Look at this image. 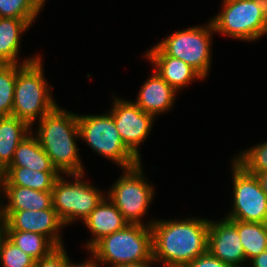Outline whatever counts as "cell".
<instances>
[{
    "label": "cell",
    "mask_w": 267,
    "mask_h": 267,
    "mask_svg": "<svg viewBox=\"0 0 267 267\" xmlns=\"http://www.w3.org/2000/svg\"><path fill=\"white\" fill-rule=\"evenodd\" d=\"M210 219H160L151 224L152 256L159 266L184 267L207 252Z\"/></svg>",
    "instance_id": "cell-1"
},
{
    "label": "cell",
    "mask_w": 267,
    "mask_h": 267,
    "mask_svg": "<svg viewBox=\"0 0 267 267\" xmlns=\"http://www.w3.org/2000/svg\"><path fill=\"white\" fill-rule=\"evenodd\" d=\"M37 123L39 124L35 133L31 132L56 170L64 175L84 173L77 147L80 139L77 113L69 112L58 105Z\"/></svg>",
    "instance_id": "cell-2"
},
{
    "label": "cell",
    "mask_w": 267,
    "mask_h": 267,
    "mask_svg": "<svg viewBox=\"0 0 267 267\" xmlns=\"http://www.w3.org/2000/svg\"><path fill=\"white\" fill-rule=\"evenodd\" d=\"M41 55L24 64L17 72L12 115L26 122L33 130L34 123L53 111L58 104L44 78ZM36 121V122H35Z\"/></svg>",
    "instance_id": "cell-3"
},
{
    "label": "cell",
    "mask_w": 267,
    "mask_h": 267,
    "mask_svg": "<svg viewBox=\"0 0 267 267\" xmlns=\"http://www.w3.org/2000/svg\"><path fill=\"white\" fill-rule=\"evenodd\" d=\"M90 251L103 266L151 261L153 259L151 226L128 224L124 229L103 237Z\"/></svg>",
    "instance_id": "cell-4"
},
{
    "label": "cell",
    "mask_w": 267,
    "mask_h": 267,
    "mask_svg": "<svg viewBox=\"0 0 267 267\" xmlns=\"http://www.w3.org/2000/svg\"><path fill=\"white\" fill-rule=\"evenodd\" d=\"M215 33L255 42L267 35L265 0H222V10L211 19Z\"/></svg>",
    "instance_id": "cell-5"
},
{
    "label": "cell",
    "mask_w": 267,
    "mask_h": 267,
    "mask_svg": "<svg viewBox=\"0 0 267 267\" xmlns=\"http://www.w3.org/2000/svg\"><path fill=\"white\" fill-rule=\"evenodd\" d=\"M80 140L98 155L109 159L122 169L136 166L140 160L124 143L112 115H77Z\"/></svg>",
    "instance_id": "cell-6"
},
{
    "label": "cell",
    "mask_w": 267,
    "mask_h": 267,
    "mask_svg": "<svg viewBox=\"0 0 267 267\" xmlns=\"http://www.w3.org/2000/svg\"><path fill=\"white\" fill-rule=\"evenodd\" d=\"M84 174H66L74 182L62 174L52 189L53 208L66 227L76 220L83 222L106 196L105 191L85 182Z\"/></svg>",
    "instance_id": "cell-7"
},
{
    "label": "cell",
    "mask_w": 267,
    "mask_h": 267,
    "mask_svg": "<svg viewBox=\"0 0 267 267\" xmlns=\"http://www.w3.org/2000/svg\"><path fill=\"white\" fill-rule=\"evenodd\" d=\"M122 175L116 179L113 186L106 192L129 224L151 226L155 221L143 222L149 206L153 201L155 189L145 176L142 162L131 168L122 170Z\"/></svg>",
    "instance_id": "cell-8"
},
{
    "label": "cell",
    "mask_w": 267,
    "mask_h": 267,
    "mask_svg": "<svg viewBox=\"0 0 267 267\" xmlns=\"http://www.w3.org/2000/svg\"><path fill=\"white\" fill-rule=\"evenodd\" d=\"M215 29L211 20L206 25L190 26L172 32L156 43L166 55L181 59L194 68L204 79L211 69L212 38Z\"/></svg>",
    "instance_id": "cell-9"
},
{
    "label": "cell",
    "mask_w": 267,
    "mask_h": 267,
    "mask_svg": "<svg viewBox=\"0 0 267 267\" xmlns=\"http://www.w3.org/2000/svg\"><path fill=\"white\" fill-rule=\"evenodd\" d=\"M233 192L228 220L267 223V195L255 175L247 173L233 159L231 163Z\"/></svg>",
    "instance_id": "cell-10"
},
{
    "label": "cell",
    "mask_w": 267,
    "mask_h": 267,
    "mask_svg": "<svg viewBox=\"0 0 267 267\" xmlns=\"http://www.w3.org/2000/svg\"><path fill=\"white\" fill-rule=\"evenodd\" d=\"M108 111L123 143L140 159V145L150 135L155 117L144 112L134 101L115 97Z\"/></svg>",
    "instance_id": "cell-11"
},
{
    "label": "cell",
    "mask_w": 267,
    "mask_h": 267,
    "mask_svg": "<svg viewBox=\"0 0 267 267\" xmlns=\"http://www.w3.org/2000/svg\"><path fill=\"white\" fill-rule=\"evenodd\" d=\"M3 231H28L49 238L56 246H63L61 230L64 224L54 209L39 211H0Z\"/></svg>",
    "instance_id": "cell-12"
},
{
    "label": "cell",
    "mask_w": 267,
    "mask_h": 267,
    "mask_svg": "<svg viewBox=\"0 0 267 267\" xmlns=\"http://www.w3.org/2000/svg\"><path fill=\"white\" fill-rule=\"evenodd\" d=\"M207 251L233 267L248 265L237 228L226 218L210 220Z\"/></svg>",
    "instance_id": "cell-13"
},
{
    "label": "cell",
    "mask_w": 267,
    "mask_h": 267,
    "mask_svg": "<svg viewBox=\"0 0 267 267\" xmlns=\"http://www.w3.org/2000/svg\"><path fill=\"white\" fill-rule=\"evenodd\" d=\"M143 55L154 66V70L177 92L193 81L204 80L190 65L164 54L156 45Z\"/></svg>",
    "instance_id": "cell-14"
},
{
    "label": "cell",
    "mask_w": 267,
    "mask_h": 267,
    "mask_svg": "<svg viewBox=\"0 0 267 267\" xmlns=\"http://www.w3.org/2000/svg\"><path fill=\"white\" fill-rule=\"evenodd\" d=\"M138 92L134 102L155 118L171 110L178 93L156 71L144 81Z\"/></svg>",
    "instance_id": "cell-15"
},
{
    "label": "cell",
    "mask_w": 267,
    "mask_h": 267,
    "mask_svg": "<svg viewBox=\"0 0 267 267\" xmlns=\"http://www.w3.org/2000/svg\"><path fill=\"white\" fill-rule=\"evenodd\" d=\"M92 236L84 247L90 250L103 237L124 229L129 222L106 195L83 221Z\"/></svg>",
    "instance_id": "cell-16"
},
{
    "label": "cell",
    "mask_w": 267,
    "mask_h": 267,
    "mask_svg": "<svg viewBox=\"0 0 267 267\" xmlns=\"http://www.w3.org/2000/svg\"><path fill=\"white\" fill-rule=\"evenodd\" d=\"M29 28L30 25L23 19L0 17V64H27L41 55L19 62L21 35Z\"/></svg>",
    "instance_id": "cell-17"
},
{
    "label": "cell",
    "mask_w": 267,
    "mask_h": 267,
    "mask_svg": "<svg viewBox=\"0 0 267 267\" xmlns=\"http://www.w3.org/2000/svg\"><path fill=\"white\" fill-rule=\"evenodd\" d=\"M6 204L1 203L0 211H23L54 209L52 191H39L27 187L4 185Z\"/></svg>",
    "instance_id": "cell-18"
},
{
    "label": "cell",
    "mask_w": 267,
    "mask_h": 267,
    "mask_svg": "<svg viewBox=\"0 0 267 267\" xmlns=\"http://www.w3.org/2000/svg\"><path fill=\"white\" fill-rule=\"evenodd\" d=\"M8 167H25L39 172H58L32 132L18 144Z\"/></svg>",
    "instance_id": "cell-19"
},
{
    "label": "cell",
    "mask_w": 267,
    "mask_h": 267,
    "mask_svg": "<svg viewBox=\"0 0 267 267\" xmlns=\"http://www.w3.org/2000/svg\"><path fill=\"white\" fill-rule=\"evenodd\" d=\"M31 131V127L17 117H0V165L4 169L11 164L18 144Z\"/></svg>",
    "instance_id": "cell-20"
},
{
    "label": "cell",
    "mask_w": 267,
    "mask_h": 267,
    "mask_svg": "<svg viewBox=\"0 0 267 267\" xmlns=\"http://www.w3.org/2000/svg\"><path fill=\"white\" fill-rule=\"evenodd\" d=\"M5 184L27 187L39 191H52L59 172H39L25 167H7Z\"/></svg>",
    "instance_id": "cell-21"
},
{
    "label": "cell",
    "mask_w": 267,
    "mask_h": 267,
    "mask_svg": "<svg viewBox=\"0 0 267 267\" xmlns=\"http://www.w3.org/2000/svg\"><path fill=\"white\" fill-rule=\"evenodd\" d=\"M229 221L237 228L247 263L267 249V223Z\"/></svg>",
    "instance_id": "cell-22"
},
{
    "label": "cell",
    "mask_w": 267,
    "mask_h": 267,
    "mask_svg": "<svg viewBox=\"0 0 267 267\" xmlns=\"http://www.w3.org/2000/svg\"><path fill=\"white\" fill-rule=\"evenodd\" d=\"M5 236L36 261L48 255L57 246L47 237L28 231H4Z\"/></svg>",
    "instance_id": "cell-23"
},
{
    "label": "cell",
    "mask_w": 267,
    "mask_h": 267,
    "mask_svg": "<svg viewBox=\"0 0 267 267\" xmlns=\"http://www.w3.org/2000/svg\"><path fill=\"white\" fill-rule=\"evenodd\" d=\"M46 2L47 0H0V17L23 19L32 26Z\"/></svg>",
    "instance_id": "cell-24"
},
{
    "label": "cell",
    "mask_w": 267,
    "mask_h": 267,
    "mask_svg": "<svg viewBox=\"0 0 267 267\" xmlns=\"http://www.w3.org/2000/svg\"><path fill=\"white\" fill-rule=\"evenodd\" d=\"M24 64H0V117L11 116L18 70Z\"/></svg>",
    "instance_id": "cell-25"
},
{
    "label": "cell",
    "mask_w": 267,
    "mask_h": 267,
    "mask_svg": "<svg viewBox=\"0 0 267 267\" xmlns=\"http://www.w3.org/2000/svg\"><path fill=\"white\" fill-rule=\"evenodd\" d=\"M233 160L252 175L267 171V141L240 151V154L234 156Z\"/></svg>",
    "instance_id": "cell-26"
},
{
    "label": "cell",
    "mask_w": 267,
    "mask_h": 267,
    "mask_svg": "<svg viewBox=\"0 0 267 267\" xmlns=\"http://www.w3.org/2000/svg\"><path fill=\"white\" fill-rule=\"evenodd\" d=\"M36 260L19 249L3 233L0 243V267H35Z\"/></svg>",
    "instance_id": "cell-27"
},
{
    "label": "cell",
    "mask_w": 267,
    "mask_h": 267,
    "mask_svg": "<svg viewBox=\"0 0 267 267\" xmlns=\"http://www.w3.org/2000/svg\"><path fill=\"white\" fill-rule=\"evenodd\" d=\"M63 246H57L48 255L36 261L35 267H66L68 253Z\"/></svg>",
    "instance_id": "cell-28"
},
{
    "label": "cell",
    "mask_w": 267,
    "mask_h": 267,
    "mask_svg": "<svg viewBox=\"0 0 267 267\" xmlns=\"http://www.w3.org/2000/svg\"><path fill=\"white\" fill-rule=\"evenodd\" d=\"M184 267H233L225 262H222L208 251L201 256L187 263Z\"/></svg>",
    "instance_id": "cell-29"
},
{
    "label": "cell",
    "mask_w": 267,
    "mask_h": 267,
    "mask_svg": "<svg viewBox=\"0 0 267 267\" xmlns=\"http://www.w3.org/2000/svg\"><path fill=\"white\" fill-rule=\"evenodd\" d=\"M88 252L90 257L82 263H74L70 260V257H68L66 267H101V264L97 261L96 256L90 250H88Z\"/></svg>",
    "instance_id": "cell-30"
},
{
    "label": "cell",
    "mask_w": 267,
    "mask_h": 267,
    "mask_svg": "<svg viewBox=\"0 0 267 267\" xmlns=\"http://www.w3.org/2000/svg\"><path fill=\"white\" fill-rule=\"evenodd\" d=\"M247 267H267V249L260 255L252 258Z\"/></svg>",
    "instance_id": "cell-31"
},
{
    "label": "cell",
    "mask_w": 267,
    "mask_h": 267,
    "mask_svg": "<svg viewBox=\"0 0 267 267\" xmlns=\"http://www.w3.org/2000/svg\"><path fill=\"white\" fill-rule=\"evenodd\" d=\"M254 175L258 179V182H259V184L261 186V189L267 195V171H262V172H259V173H255Z\"/></svg>",
    "instance_id": "cell-32"
},
{
    "label": "cell",
    "mask_w": 267,
    "mask_h": 267,
    "mask_svg": "<svg viewBox=\"0 0 267 267\" xmlns=\"http://www.w3.org/2000/svg\"><path fill=\"white\" fill-rule=\"evenodd\" d=\"M156 265L157 263L152 259L151 261L142 262V263H134V264H123L116 265L111 267H153L152 265Z\"/></svg>",
    "instance_id": "cell-33"
},
{
    "label": "cell",
    "mask_w": 267,
    "mask_h": 267,
    "mask_svg": "<svg viewBox=\"0 0 267 267\" xmlns=\"http://www.w3.org/2000/svg\"><path fill=\"white\" fill-rule=\"evenodd\" d=\"M5 169L0 165V205L3 201L4 196V184H5Z\"/></svg>",
    "instance_id": "cell-34"
},
{
    "label": "cell",
    "mask_w": 267,
    "mask_h": 267,
    "mask_svg": "<svg viewBox=\"0 0 267 267\" xmlns=\"http://www.w3.org/2000/svg\"><path fill=\"white\" fill-rule=\"evenodd\" d=\"M4 233L3 231V225H2V222L0 221V243H1V240H2V234Z\"/></svg>",
    "instance_id": "cell-35"
}]
</instances>
